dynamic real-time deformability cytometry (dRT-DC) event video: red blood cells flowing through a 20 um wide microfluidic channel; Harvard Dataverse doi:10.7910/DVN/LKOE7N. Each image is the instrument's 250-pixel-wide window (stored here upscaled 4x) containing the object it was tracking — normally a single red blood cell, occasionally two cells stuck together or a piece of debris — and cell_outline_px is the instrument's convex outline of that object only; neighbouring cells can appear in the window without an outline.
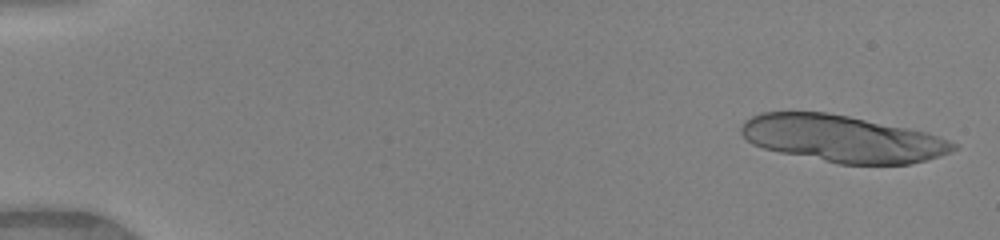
{"species": "human", "species_latin": "Homo sapiens", "temperature_condition": "warm", "stored_images_in_passage": 16, "camera_frame_rate_fps": 3000, "um_per_image_px": 0.085, "donor": {"sex": "female"}, "frame": {"image": 1, "passage_image": 2, "time_ms": 0.333, "image_size_px": [1000, 240], "cell_outline_px": [[960, 144], [952, 152], [924, 160], [908, 164], [840, 164], [780, 152], [764, 148], [752, 144], [740, 132], [740, 128], [744, 120], [760, 112], [828, 112], [928, 132]], "centroid_in_image_um": [71.61, 11.78], "position_along_channel_um": 13.4, "area_um2": 57.8}}